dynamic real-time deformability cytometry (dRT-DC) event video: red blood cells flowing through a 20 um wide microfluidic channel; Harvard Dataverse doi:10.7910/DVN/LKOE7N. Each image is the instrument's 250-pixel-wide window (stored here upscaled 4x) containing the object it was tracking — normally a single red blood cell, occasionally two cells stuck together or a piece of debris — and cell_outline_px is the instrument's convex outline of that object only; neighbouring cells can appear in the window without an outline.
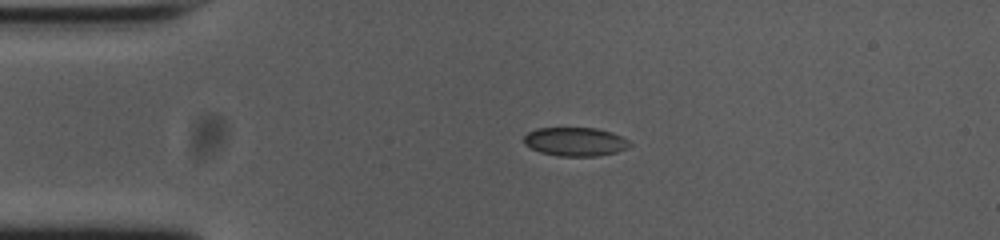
{"species": "common noctule bat (a hibernating species)", "species_latin": "Nyctalus noctula", "temperature_condition": "cold", "stored_images_in_passage": 53, "camera_frame_rate_fps": 3000, "um_per_image_px": 0.085, "animal": {"sex": "female", "body_mass_g": 23.0, "forearm_length_mm": 53.4}, "frame": {"image": 1, "passage_image": 11, "time_ms": 3.333, "image_size_px": [1000, 240], "cell_outline_px": [[632, 144], [628, 148], [616, 152], [596, 156], [556, 156], [540, 152], [524, 144], [524, 136], [528, 132], [536, 128], [596, 128], [612, 132], [628, 140]], "centroid_in_image_um": [48.89, 12.04], "position_along_channel_um": 36.1, "area_um2": 17.74}}
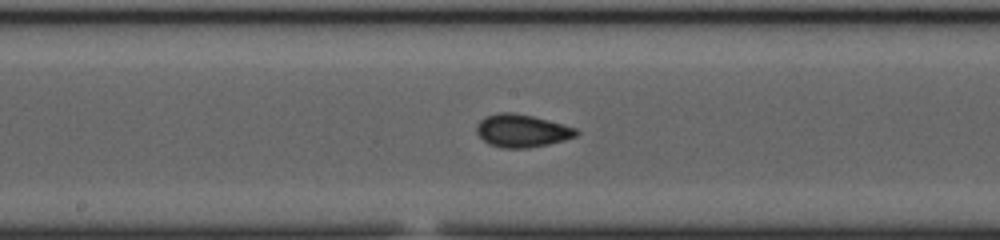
{"frame": {"image": 2, "passage_image": 27, "time_ms": 8.667, "image_size_px": [1000, 240], "cell_outline_px": [[580, 132], [576, 136], [564, 140], [548, 144], [528, 148], [500, 148], [488, 144], [476, 132], [476, 124], [484, 116], [500, 112], [512, 112], [532, 116], [548, 120], [576, 128]], "centroid_in_image_um": [44.33, 11.11], "position_along_channel_um": 203.9, "area_um2": 19.13}}
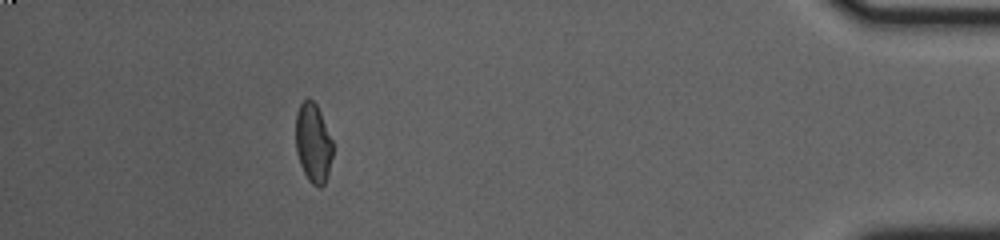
{"frame": {"image": 3, "passage_image": 48, "time_ms": 15.667, "image_size_px": [1000, 240], "cell_outline_px": [[332, 156], [328, 172], [324, 184], [320, 188], [316, 188], [308, 180], [300, 164], [296, 152], [296, 112], [300, 104], [308, 96], [316, 104], [320, 112], [332, 140]], "centroid_in_image_um": [26.6, 12.15], "position_along_channel_um": 408.6, "area_um2": 17.11}, "authors_computed_cell_mechanics": {"area_um2": 17.918, "velocity_mm_per_s": 3.7686, "shape_relaxation_time_tau1_ms": 6.2113, "shape_relaxation_time_tau2_ms": 1.0748, "deformation_change_tau1": 0.1388, "deformation_change_tau2": 0.0288}}